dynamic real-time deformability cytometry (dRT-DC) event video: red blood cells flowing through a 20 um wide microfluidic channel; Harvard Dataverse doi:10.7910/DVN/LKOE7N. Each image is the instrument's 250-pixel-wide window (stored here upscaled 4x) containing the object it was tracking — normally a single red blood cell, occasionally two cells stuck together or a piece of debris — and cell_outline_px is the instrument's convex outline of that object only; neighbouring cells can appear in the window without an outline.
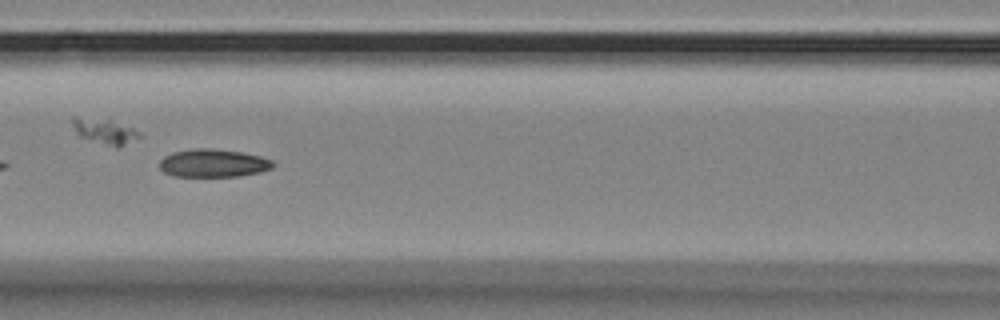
{"species": "Egyptian fruit bat (a non-hibernating species)", "species_latin": "Rousettus aegyptiacus", "temperature_condition": "room temperature", "stored_images_in_passage": 19, "camera_frame_rate_fps": 3000, "um_per_image_px": 0.085, "animal": {"sex": "female"}, "frame": {"image": 1, "passage_image": 9, "time_ms": 2.667, "image_size_px": [1000, 320], "cell_outline_px": [[276, 164], [272, 168], [260, 172], [240, 176], [172, 176], [164, 172], [160, 168], [160, 160], [164, 156], [172, 152], [192, 148], [208, 148], [240, 152], [260, 156], [272, 160]], "centroid_in_image_um": [18.12, 13.86], "position_along_channel_um": 148.5, "area_um2": 18.55}}